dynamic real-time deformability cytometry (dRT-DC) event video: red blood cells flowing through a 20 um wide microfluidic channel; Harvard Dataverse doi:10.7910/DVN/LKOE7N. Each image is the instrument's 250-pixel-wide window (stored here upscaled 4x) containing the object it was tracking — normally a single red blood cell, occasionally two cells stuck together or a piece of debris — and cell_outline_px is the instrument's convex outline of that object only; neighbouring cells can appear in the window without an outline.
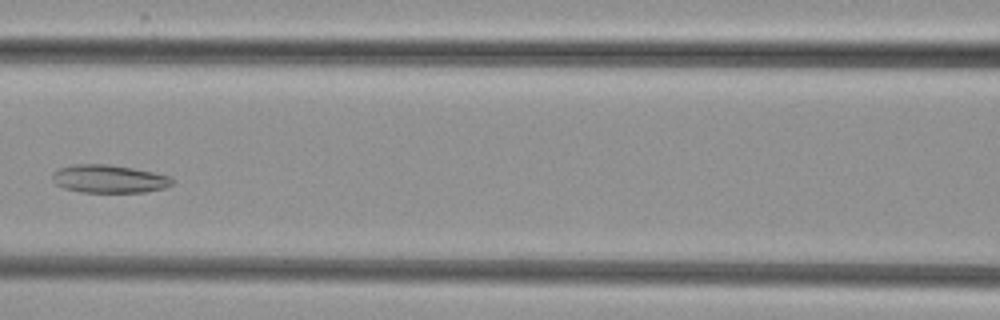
{"species": "common noctule bat (a hibernating species)", "species_latin": "Nyctalus noctula", "temperature_condition": "cold", "stored_images_in_passage": 6, "camera_frame_rate_fps": 3000, "um_per_image_px": 0.085, "animal": {"sex": "female", "body_mass_g": 29.2, "forearm_length_mm": 56.3}, "frame": {"image": 1, "passage_image": 5, "time_ms": 5.667, "image_size_px": [1000, 320], "cell_outline_px": [[176, 180], [172, 184], [164, 188], [144, 192], [80, 192], [64, 188], [56, 184], [52, 180], [52, 172], [60, 168], [72, 164], [108, 164], [132, 168], [172, 176]], "centroid_in_image_um": [9.27, 15.2], "position_along_channel_um": 157.3, "area_um2": 19.71}}
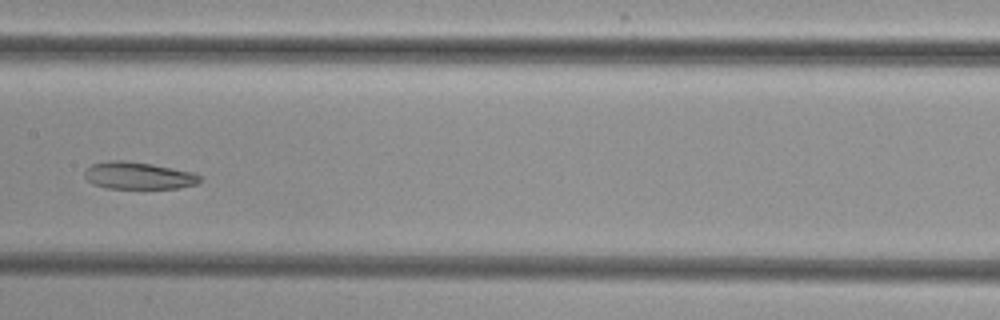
{"frame": {"image": 2, "passage_image": 6, "time_ms": 6.667, "image_size_px": [1000, 320], "cell_outline_px": [[200, 180], [196, 184], [180, 188], [104, 188], [92, 184], [84, 176], [84, 168], [92, 164], [108, 160], [124, 160], [152, 164], [192, 172], [200, 176]], "centroid_in_image_um": [11.7, 14.92], "position_along_channel_um": 195.7, "area_um2": 18.32}}